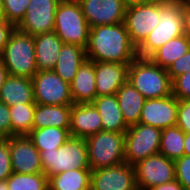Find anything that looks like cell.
I'll list each match as a JSON object with an SVG mask.
<instances>
[{"instance_id":"cell-23","label":"cell","mask_w":190,"mask_h":190,"mask_svg":"<svg viewBox=\"0 0 190 190\" xmlns=\"http://www.w3.org/2000/svg\"><path fill=\"white\" fill-rule=\"evenodd\" d=\"M86 59L85 48L75 44L64 43L53 71L70 84Z\"/></svg>"},{"instance_id":"cell-11","label":"cell","mask_w":190,"mask_h":190,"mask_svg":"<svg viewBox=\"0 0 190 190\" xmlns=\"http://www.w3.org/2000/svg\"><path fill=\"white\" fill-rule=\"evenodd\" d=\"M138 190H148L153 186L175 180V163L158 153L134 165Z\"/></svg>"},{"instance_id":"cell-8","label":"cell","mask_w":190,"mask_h":190,"mask_svg":"<svg viewBox=\"0 0 190 190\" xmlns=\"http://www.w3.org/2000/svg\"><path fill=\"white\" fill-rule=\"evenodd\" d=\"M161 129L141 123L125 132V162L134 166L149 156L159 153Z\"/></svg>"},{"instance_id":"cell-1","label":"cell","mask_w":190,"mask_h":190,"mask_svg":"<svg viewBox=\"0 0 190 190\" xmlns=\"http://www.w3.org/2000/svg\"><path fill=\"white\" fill-rule=\"evenodd\" d=\"M86 56L94 62L130 64L138 54L125 23L121 22L91 27Z\"/></svg>"},{"instance_id":"cell-30","label":"cell","mask_w":190,"mask_h":190,"mask_svg":"<svg viewBox=\"0 0 190 190\" xmlns=\"http://www.w3.org/2000/svg\"><path fill=\"white\" fill-rule=\"evenodd\" d=\"M36 103L10 106L12 136L28 135L32 130Z\"/></svg>"},{"instance_id":"cell-35","label":"cell","mask_w":190,"mask_h":190,"mask_svg":"<svg viewBox=\"0 0 190 190\" xmlns=\"http://www.w3.org/2000/svg\"><path fill=\"white\" fill-rule=\"evenodd\" d=\"M9 138L0 139V180H7L12 171Z\"/></svg>"},{"instance_id":"cell-6","label":"cell","mask_w":190,"mask_h":190,"mask_svg":"<svg viewBox=\"0 0 190 190\" xmlns=\"http://www.w3.org/2000/svg\"><path fill=\"white\" fill-rule=\"evenodd\" d=\"M90 26L77 0H61L55 12L54 32L63 43L86 49Z\"/></svg>"},{"instance_id":"cell-43","label":"cell","mask_w":190,"mask_h":190,"mask_svg":"<svg viewBox=\"0 0 190 190\" xmlns=\"http://www.w3.org/2000/svg\"><path fill=\"white\" fill-rule=\"evenodd\" d=\"M184 155L190 156V133H185V137H184Z\"/></svg>"},{"instance_id":"cell-14","label":"cell","mask_w":190,"mask_h":190,"mask_svg":"<svg viewBox=\"0 0 190 190\" xmlns=\"http://www.w3.org/2000/svg\"><path fill=\"white\" fill-rule=\"evenodd\" d=\"M90 28L124 22V0H77Z\"/></svg>"},{"instance_id":"cell-45","label":"cell","mask_w":190,"mask_h":190,"mask_svg":"<svg viewBox=\"0 0 190 190\" xmlns=\"http://www.w3.org/2000/svg\"><path fill=\"white\" fill-rule=\"evenodd\" d=\"M0 18H5L4 2L0 0Z\"/></svg>"},{"instance_id":"cell-46","label":"cell","mask_w":190,"mask_h":190,"mask_svg":"<svg viewBox=\"0 0 190 190\" xmlns=\"http://www.w3.org/2000/svg\"><path fill=\"white\" fill-rule=\"evenodd\" d=\"M0 190H9L7 180H0Z\"/></svg>"},{"instance_id":"cell-20","label":"cell","mask_w":190,"mask_h":190,"mask_svg":"<svg viewBox=\"0 0 190 190\" xmlns=\"http://www.w3.org/2000/svg\"><path fill=\"white\" fill-rule=\"evenodd\" d=\"M34 44L38 71L53 70L64 43L53 31L34 36Z\"/></svg>"},{"instance_id":"cell-21","label":"cell","mask_w":190,"mask_h":190,"mask_svg":"<svg viewBox=\"0 0 190 190\" xmlns=\"http://www.w3.org/2000/svg\"><path fill=\"white\" fill-rule=\"evenodd\" d=\"M92 104L101 116L103 131L125 133L128 125L125 123L116 95L99 96Z\"/></svg>"},{"instance_id":"cell-39","label":"cell","mask_w":190,"mask_h":190,"mask_svg":"<svg viewBox=\"0 0 190 190\" xmlns=\"http://www.w3.org/2000/svg\"><path fill=\"white\" fill-rule=\"evenodd\" d=\"M15 29V26L8 22L5 18H0V53L5 48L8 38L11 32Z\"/></svg>"},{"instance_id":"cell-27","label":"cell","mask_w":190,"mask_h":190,"mask_svg":"<svg viewBox=\"0 0 190 190\" xmlns=\"http://www.w3.org/2000/svg\"><path fill=\"white\" fill-rule=\"evenodd\" d=\"M27 136L41 153L44 150L51 151L58 149L71 135L69 129L51 126L42 129H32Z\"/></svg>"},{"instance_id":"cell-5","label":"cell","mask_w":190,"mask_h":190,"mask_svg":"<svg viewBox=\"0 0 190 190\" xmlns=\"http://www.w3.org/2000/svg\"><path fill=\"white\" fill-rule=\"evenodd\" d=\"M41 163L47 177L72 169H90L85 138L70 136L58 149L42 151Z\"/></svg>"},{"instance_id":"cell-26","label":"cell","mask_w":190,"mask_h":190,"mask_svg":"<svg viewBox=\"0 0 190 190\" xmlns=\"http://www.w3.org/2000/svg\"><path fill=\"white\" fill-rule=\"evenodd\" d=\"M91 169H72L48 177V190H90Z\"/></svg>"},{"instance_id":"cell-38","label":"cell","mask_w":190,"mask_h":190,"mask_svg":"<svg viewBox=\"0 0 190 190\" xmlns=\"http://www.w3.org/2000/svg\"><path fill=\"white\" fill-rule=\"evenodd\" d=\"M12 136V126L9 106L0 101V139Z\"/></svg>"},{"instance_id":"cell-22","label":"cell","mask_w":190,"mask_h":190,"mask_svg":"<svg viewBox=\"0 0 190 190\" xmlns=\"http://www.w3.org/2000/svg\"><path fill=\"white\" fill-rule=\"evenodd\" d=\"M72 105H44L36 103L32 129L46 127L70 128Z\"/></svg>"},{"instance_id":"cell-16","label":"cell","mask_w":190,"mask_h":190,"mask_svg":"<svg viewBox=\"0 0 190 190\" xmlns=\"http://www.w3.org/2000/svg\"><path fill=\"white\" fill-rule=\"evenodd\" d=\"M178 99L173 95L146 99L139 123L161 130L176 126Z\"/></svg>"},{"instance_id":"cell-29","label":"cell","mask_w":190,"mask_h":190,"mask_svg":"<svg viewBox=\"0 0 190 190\" xmlns=\"http://www.w3.org/2000/svg\"><path fill=\"white\" fill-rule=\"evenodd\" d=\"M184 137L185 132L178 126L163 129L159 153L173 161L179 159L184 155Z\"/></svg>"},{"instance_id":"cell-10","label":"cell","mask_w":190,"mask_h":190,"mask_svg":"<svg viewBox=\"0 0 190 190\" xmlns=\"http://www.w3.org/2000/svg\"><path fill=\"white\" fill-rule=\"evenodd\" d=\"M35 102L44 105H72L70 84L53 70L38 71L32 77Z\"/></svg>"},{"instance_id":"cell-4","label":"cell","mask_w":190,"mask_h":190,"mask_svg":"<svg viewBox=\"0 0 190 190\" xmlns=\"http://www.w3.org/2000/svg\"><path fill=\"white\" fill-rule=\"evenodd\" d=\"M9 75L32 77L38 72L36 66L34 36L21 32L16 27L11 32L5 48L0 53Z\"/></svg>"},{"instance_id":"cell-32","label":"cell","mask_w":190,"mask_h":190,"mask_svg":"<svg viewBox=\"0 0 190 190\" xmlns=\"http://www.w3.org/2000/svg\"><path fill=\"white\" fill-rule=\"evenodd\" d=\"M5 19L15 27L24 18L30 0H3Z\"/></svg>"},{"instance_id":"cell-37","label":"cell","mask_w":190,"mask_h":190,"mask_svg":"<svg viewBox=\"0 0 190 190\" xmlns=\"http://www.w3.org/2000/svg\"><path fill=\"white\" fill-rule=\"evenodd\" d=\"M190 71V50L174 61L168 68L167 73L170 76V79L173 80L180 74Z\"/></svg>"},{"instance_id":"cell-13","label":"cell","mask_w":190,"mask_h":190,"mask_svg":"<svg viewBox=\"0 0 190 190\" xmlns=\"http://www.w3.org/2000/svg\"><path fill=\"white\" fill-rule=\"evenodd\" d=\"M90 190H138L134 166L126 162L98 170H91Z\"/></svg>"},{"instance_id":"cell-15","label":"cell","mask_w":190,"mask_h":190,"mask_svg":"<svg viewBox=\"0 0 190 190\" xmlns=\"http://www.w3.org/2000/svg\"><path fill=\"white\" fill-rule=\"evenodd\" d=\"M11 165L14 173H42L41 153L27 135L9 137Z\"/></svg>"},{"instance_id":"cell-9","label":"cell","mask_w":190,"mask_h":190,"mask_svg":"<svg viewBox=\"0 0 190 190\" xmlns=\"http://www.w3.org/2000/svg\"><path fill=\"white\" fill-rule=\"evenodd\" d=\"M161 0L129 4L124 23L131 42L137 48L158 25Z\"/></svg>"},{"instance_id":"cell-31","label":"cell","mask_w":190,"mask_h":190,"mask_svg":"<svg viewBox=\"0 0 190 190\" xmlns=\"http://www.w3.org/2000/svg\"><path fill=\"white\" fill-rule=\"evenodd\" d=\"M9 190H48V177L42 173H12L7 179Z\"/></svg>"},{"instance_id":"cell-40","label":"cell","mask_w":190,"mask_h":190,"mask_svg":"<svg viewBox=\"0 0 190 190\" xmlns=\"http://www.w3.org/2000/svg\"><path fill=\"white\" fill-rule=\"evenodd\" d=\"M182 18L184 34L190 39V5L182 1Z\"/></svg>"},{"instance_id":"cell-33","label":"cell","mask_w":190,"mask_h":190,"mask_svg":"<svg viewBox=\"0 0 190 190\" xmlns=\"http://www.w3.org/2000/svg\"><path fill=\"white\" fill-rule=\"evenodd\" d=\"M172 94L178 100H190V71L172 80Z\"/></svg>"},{"instance_id":"cell-3","label":"cell","mask_w":190,"mask_h":190,"mask_svg":"<svg viewBox=\"0 0 190 190\" xmlns=\"http://www.w3.org/2000/svg\"><path fill=\"white\" fill-rule=\"evenodd\" d=\"M128 81L146 99L168 97L172 94V80L167 69L150 58L137 56L129 65Z\"/></svg>"},{"instance_id":"cell-19","label":"cell","mask_w":190,"mask_h":190,"mask_svg":"<svg viewBox=\"0 0 190 190\" xmlns=\"http://www.w3.org/2000/svg\"><path fill=\"white\" fill-rule=\"evenodd\" d=\"M73 103H92L97 97L95 85V62L86 59L70 83Z\"/></svg>"},{"instance_id":"cell-18","label":"cell","mask_w":190,"mask_h":190,"mask_svg":"<svg viewBox=\"0 0 190 190\" xmlns=\"http://www.w3.org/2000/svg\"><path fill=\"white\" fill-rule=\"evenodd\" d=\"M70 135L86 138L103 131L101 116L92 103H73L71 106Z\"/></svg>"},{"instance_id":"cell-12","label":"cell","mask_w":190,"mask_h":190,"mask_svg":"<svg viewBox=\"0 0 190 190\" xmlns=\"http://www.w3.org/2000/svg\"><path fill=\"white\" fill-rule=\"evenodd\" d=\"M61 0H30L26 14L16 26L31 36L54 31L55 12Z\"/></svg>"},{"instance_id":"cell-25","label":"cell","mask_w":190,"mask_h":190,"mask_svg":"<svg viewBox=\"0 0 190 190\" xmlns=\"http://www.w3.org/2000/svg\"><path fill=\"white\" fill-rule=\"evenodd\" d=\"M125 123L138 124L146 98L129 81L124 83L115 94Z\"/></svg>"},{"instance_id":"cell-41","label":"cell","mask_w":190,"mask_h":190,"mask_svg":"<svg viewBox=\"0 0 190 190\" xmlns=\"http://www.w3.org/2000/svg\"><path fill=\"white\" fill-rule=\"evenodd\" d=\"M148 190H185L184 187L175 179L166 184H161L159 186H153Z\"/></svg>"},{"instance_id":"cell-17","label":"cell","mask_w":190,"mask_h":190,"mask_svg":"<svg viewBox=\"0 0 190 190\" xmlns=\"http://www.w3.org/2000/svg\"><path fill=\"white\" fill-rule=\"evenodd\" d=\"M130 64L119 62H95V85L97 97L114 95L128 81Z\"/></svg>"},{"instance_id":"cell-47","label":"cell","mask_w":190,"mask_h":190,"mask_svg":"<svg viewBox=\"0 0 190 190\" xmlns=\"http://www.w3.org/2000/svg\"><path fill=\"white\" fill-rule=\"evenodd\" d=\"M186 5H190V0H182Z\"/></svg>"},{"instance_id":"cell-44","label":"cell","mask_w":190,"mask_h":190,"mask_svg":"<svg viewBox=\"0 0 190 190\" xmlns=\"http://www.w3.org/2000/svg\"><path fill=\"white\" fill-rule=\"evenodd\" d=\"M127 5L133 4V3H141V2H150L153 0H124Z\"/></svg>"},{"instance_id":"cell-7","label":"cell","mask_w":190,"mask_h":190,"mask_svg":"<svg viewBox=\"0 0 190 190\" xmlns=\"http://www.w3.org/2000/svg\"><path fill=\"white\" fill-rule=\"evenodd\" d=\"M91 170L117 166L125 162V133L100 131L85 138Z\"/></svg>"},{"instance_id":"cell-34","label":"cell","mask_w":190,"mask_h":190,"mask_svg":"<svg viewBox=\"0 0 190 190\" xmlns=\"http://www.w3.org/2000/svg\"><path fill=\"white\" fill-rule=\"evenodd\" d=\"M175 179L184 187L190 190V156L183 155L174 161Z\"/></svg>"},{"instance_id":"cell-24","label":"cell","mask_w":190,"mask_h":190,"mask_svg":"<svg viewBox=\"0 0 190 190\" xmlns=\"http://www.w3.org/2000/svg\"><path fill=\"white\" fill-rule=\"evenodd\" d=\"M0 101L6 105L36 103L30 78L9 75L0 92Z\"/></svg>"},{"instance_id":"cell-2","label":"cell","mask_w":190,"mask_h":190,"mask_svg":"<svg viewBox=\"0 0 190 190\" xmlns=\"http://www.w3.org/2000/svg\"><path fill=\"white\" fill-rule=\"evenodd\" d=\"M183 34L182 0H161L158 25L137 47V54L149 58L166 42Z\"/></svg>"},{"instance_id":"cell-36","label":"cell","mask_w":190,"mask_h":190,"mask_svg":"<svg viewBox=\"0 0 190 190\" xmlns=\"http://www.w3.org/2000/svg\"><path fill=\"white\" fill-rule=\"evenodd\" d=\"M176 126L185 133H190V100H178Z\"/></svg>"},{"instance_id":"cell-42","label":"cell","mask_w":190,"mask_h":190,"mask_svg":"<svg viewBox=\"0 0 190 190\" xmlns=\"http://www.w3.org/2000/svg\"><path fill=\"white\" fill-rule=\"evenodd\" d=\"M8 76H9L8 70L6 66L4 65V62L0 58V92Z\"/></svg>"},{"instance_id":"cell-28","label":"cell","mask_w":190,"mask_h":190,"mask_svg":"<svg viewBox=\"0 0 190 190\" xmlns=\"http://www.w3.org/2000/svg\"><path fill=\"white\" fill-rule=\"evenodd\" d=\"M190 50V39L185 35L171 39L149 58L161 68L167 69L174 61Z\"/></svg>"}]
</instances>
